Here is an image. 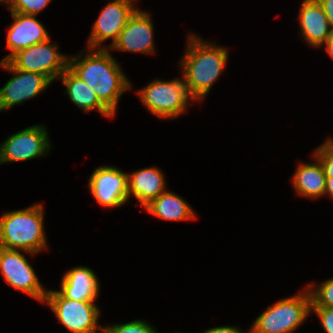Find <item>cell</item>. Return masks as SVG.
Listing matches in <instances>:
<instances>
[{
	"label": "cell",
	"mask_w": 333,
	"mask_h": 333,
	"mask_svg": "<svg viewBox=\"0 0 333 333\" xmlns=\"http://www.w3.org/2000/svg\"><path fill=\"white\" fill-rule=\"evenodd\" d=\"M69 59L68 67L92 90L100 102L115 115L118 99L131 86L107 48Z\"/></svg>",
	"instance_id": "cell-1"
},
{
	"label": "cell",
	"mask_w": 333,
	"mask_h": 333,
	"mask_svg": "<svg viewBox=\"0 0 333 333\" xmlns=\"http://www.w3.org/2000/svg\"><path fill=\"white\" fill-rule=\"evenodd\" d=\"M188 41L190 42L181 62L183 78L192 98L201 100L223 71L228 52L226 48L207 44L194 35Z\"/></svg>",
	"instance_id": "cell-2"
},
{
	"label": "cell",
	"mask_w": 333,
	"mask_h": 333,
	"mask_svg": "<svg viewBox=\"0 0 333 333\" xmlns=\"http://www.w3.org/2000/svg\"><path fill=\"white\" fill-rule=\"evenodd\" d=\"M43 206L11 211L0 217V247L22 249L31 255L46 248Z\"/></svg>",
	"instance_id": "cell-3"
},
{
	"label": "cell",
	"mask_w": 333,
	"mask_h": 333,
	"mask_svg": "<svg viewBox=\"0 0 333 333\" xmlns=\"http://www.w3.org/2000/svg\"><path fill=\"white\" fill-rule=\"evenodd\" d=\"M306 293L292 296L270 306L254 322L249 333H291L309 315L311 295Z\"/></svg>",
	"instance_id": "cell-4"
},
{
	"label": "cell",
	"mask_w": 333,
	"mask_h": 333,
	"mask_svg": "<svg viewBox=\"0 0 333 333\" xmlns=\"http://www.w3.org/2000/svg\"><path fill=\"white\" fill-rule=\"evenodd\" d=\"M141 101L154 115L163 118L177 117L185 111L192 98L182 78L172 81L154 80L139 91ZM191 97V98H190Z\"/></svg>",
	"instance_id": "cell-5"
},
{
	"label": "cell",
	"mask_w": 333,
	"mask_h": 333,
	"mask_svg": "<svg viewBox=\"0 0 333 333\" xmlns=\"http://www.w3.org/2000/svg\"><path fill=\"white\" fill-rule=\"evenodd\" d=\"M44 302L55 312L58 320L73 333H100L97 319L99 309L95 301H75L65 298L59 291H47ZM103 333V332H101Z\"/></svg>",
	"instance_id": "cell-6"
},
{
	"label": "cell",
	"mask_w": 333,
	"mask_h": 333,
	"mask_svg": "<svg viewBox=\"0 0 333 333\" xmlns=\"http://www.w3.org/2000/svg\"><path fill=\"white\" fill-rule=\"evenodd\" d=\"M50 38L14 54L8 62L16 69L40 73L51 81L59 77L69 65V59L56 51Z\"/></svg>",
	"instance_id": "cell-7"
},
{
	"label": "cell",
	"mask_w": 333,
	"mask_h": 333,
	"mask_svg": "<svg viewBox=\"0 0 333 333\" xmlns=\"http://www.w3.org/2000/svg\"><path fill=\"white\" fill-rule=\"evenodd\" d=\"M0 270L6 283L44 302L47 291L38 281L34 269L18 250L0 247Z\"/></svg>",
	"instance_id": "cell-8"
},
{
	"label": "cell",
	"mask_w": 333,
	"mask_h": 333,
	"mask_svg": "<svg viewBox=\"0 0 333 333\" xmlns=\"http://www.w3.org/2000/svg\"><path fill=\"white\" fill-rule=\"evenodd\" d=\"M45 127L31 126L17 132L0 147V163L24 161L40 157L50 148Z\"/></svg>",
	"instance_id": "cell-9"
},
{
	"label": "cell",
	"mask_w": 333,
	"mask_h": 333,
	"mask_svg": "<svg viewBox=\"0 0 333 333\" xmlns=\"http://www.w3.org/2000/svg\"><path fill=\"white\" fill-rule=\"evenodd\" d=\"M1 65L16 75L0 89V111L37 96L52 82L40 73L16 69L8 61H2Z\"/></svg>",
	"instance_id": "cell-10"
},
{
	"label": "cell",
	"mask_w": 333,
	"mask_h": 333,
	"mask_svg": "<svg viewBox=\"0 0 333 333\" xmlns=\"http://www.w3.org/2000/svg\"><path fill=\"white\" fill-rule=\"evenodd\" d=\"M127 175L115 167L101 166L92 173L89 188L105 207H118L128 200Z\"/></svg>",
	"instance_id": "cell-11"
},
{
	"label": "cell",
	"mask_w": 333,
	"mask_h": 333,
	"mask_svg": "<svg viewBox=\"0 0 333 333\" xmlns=\"http://www.w3.org/2000/svg\"><path fill=\"white\" fill-rule=\"evenodd\" d=\"M135 11L137 9L116 0L107 4L92 26L93 30L88 41L89 49L98 47L109 38L113 39V44Z\"/></svg>",
	"instance_id": "cell-12"
},
{
	"label": "cell",
	"mask_w": 333,
	"mask_h": 333,
	"mask_svg": "<svg viewBox=\"0 0 333 333\" xmlns=\"http://www.w3.org/2000/svg\"><path fill=\"white\" fill-rule=\"evenodd\" d=\"M153 24L146 12L135 11L128 19L118 39L111 44L113 49L141 53H153Z\"/></svg>",
	"instance_id": "cell-13"
},
{
	"label": "cell",
	"mask_w": 333,
	"mask_h": 333,
	"mask_svg": "<svg viewBox=\"0 0 333 333\" xmlns=\"http://www.w3.org/2000/svg\"><path fill=\"white\" fill-rule=\"evenodd\" d=\"M14 24L11 25L7 35V48L11 53L2 61H8L18 51L49 39L43 25L35 19L34 15L11 12Z\"/></svg>",
	"instance_id": "cell-14"
},
{
	"label": "cell",
	"mask_w": 333,
	"mask_h": 333,
	"mask_svg": "<svg viewBox=\"0 0 333 333\" xmlns=\"http://www.w3.org/2000/svg\"><path fill=\"white\" fill-rule=\"evenodd\" d=\"M299 19L306 42L314 47L321 46L333 35L325 11L317 0L303 1Z\"/></svg>",
	"instance_id": "cell-15"
},
{
	"label": "cell",
	"mask_w": 333,
	"mask_h": 333,
	"mask_svg": "<svg viewBox=\"0 0 333 333\" xmlns=\"http://www.w3.org/2000/svg\"><path fill=\"white\" fill-rule=\"evenodd\" d=\"M59 292L71 300L95 301L99 292L97 276L88 267H75L63 276Z\"/></svg>",
	"instance_id": "cell-16"
},
{
	"label": "cell",
	"mask_w": 333,
	"mask_h": 333,
	"mask_svg": "<svg viewBox=\"0 0 333 333\" xmlns=\"http://www.w3.org/2000/svg\"><path fill=\"white\" fill-rule=\"evenodd\" d=\"M128 198L134 195L144 207L165 192L164 176L157 168H144L127 175Z\"/></svg>",
	"instance_id": "cell-17"
},
{
	"label": "cell",
	"mask_w": 333,
	"mask_h": 333,
	"mask_svg": "<svg viewBox=\"0 0 333 333\" xmlns=\"http://www.w3.org/2000/svg\"><path fill=\"white\" fill-rule=\"evenodd\" d=\"M67 88L71 101L77 106L89 111L98 109L104 116H114L98 99L96 93L80 79L69 67L59 76Z\"/></svg>",
	"instance_id": "cell-18"
},
{
	"label": "cell",
	"mask_w": 333,
	"mask_h": 333,
	"mask_svg": "<svg viewBox=\"0 0 333 333\" xmlns=\"http://www.w3.org/2000/svg\"><path fill=\"white\" fill-rule=\"evenodd\" d=\"M293 184L296 192L304 197L324 195L326 176L319 160L314 164L301 163L293 176Z\"/></svg>",
	"instance_id": "cell-19"
},
{
	"label": "cell",
	"mask_w": 333,
	"mask_h": 333,
	"mask_svg": "<svg viewBox=\"0 0 333 333\" xmlns=\"http://www.w3.org/2000/svg\"><path fill=\"white\" fill-rule=\"evenodd\" d=\"M151 214L171 221L194 219L191 207L179 196L165 191L144 207Z\"/></svg>",
	"instance_id": "cell-20"
},
{
	"label": "cell",
	"mask_w": 333,
	"mask_h": 333,
	"mask_svg": "<svg viewBox=\"0 0 333 333\" xmlns=\"http://www.w3.org/2000/svg\"><path fill=\"white\" fill-rule=\"evenodd\" d=\"M311 291V307L333 308V279L320 284L318 289Z\"/></svg>",
	"instance_id": "cell-21"
},
{
	"label": "cell",
	"mask_w": 333,
	"mask_h": 333,
	"mask_svg": "<svg viewBox=\"0 0 333 333\" xmlns=\"http://www.w3.org/2000/svg\"><path fill=\"white\" fill-rule=\"evenodd\" d=\"M50 0H9L11 12H18L26 15H36L43 10Z\"/></svg>",
	"instance_id": "cell-22"
},
{
	"label": "cell",
	"mask_w": 333,
	"mask_h": 333,
	"mask_svg": "<svg viewBox=\"0 0 333 333\" xmlns=\"http://www.w3.org/2000/svg\"><path fill=\"white\" fill-rule=\"evenodd\" d=\"M103 333H158L148 323L135 320L125 324L101 327Z\"/></svg>",
	"instance_id": "cell-23"
},
{
	"label": "cell",
	"mask_w": 333,
	"mask_h": 333,
	"mask_svg": "<svg viewBox=\"0 0 333 333\" xmlns=\"http://www.w3.org/2000/svg\"><path fill=\"white\" fill-rule=\"evenodd\" d=\"M315 158L321 163L325 176L333 177V140H327L314 152Z\"/></svg>",
	"instance_id": "cell-24"
},
{
	"label": "cell",
	"mask_w": 333,
	"mask_h": 333,
	"mask_svg": "<svg viewBox=\"0 0 333 333\" xmlns=\"http://www.w3.org/2000/svg\"><path fill=\"white\" fill-rule=\"evenodd\" d=\"M318 315L326 333H333V308L311 307Z\"/></svg>",
	"instance_id": "cell-25"
},
{
	"label": "cell",
	"mask_w": 333,
	"mask_h": 333,
	"mask_svg": "<svg viewBox=\"0 0 333 333\" xmlns=\"http://www.w3.org/2000/svg\"><path fill=\"white\" fill-rule=\"evenodd\" d=\"M325 11L331 30L333 31V0H317Z\"/></svg>",
	"instance_id": "cell-26"
},
{
	"label": "cell",
	"mask_w": 333,
	"mask_h": 333,
	"mask_svg": "<svg viewBox=\"0 0 333 333\" xmlns=\"http://www.w3.org/2000/svg\"><path fill=\"white\" fill-rule=\"evenodd\" d=\"M204 333H242V332L236 327L223 326V327L210 328L206 330Z\"/></svg>",
	"instance_id": "cell-27"
},
{
	"label": "cell",
	"mask_w": 333,
	"mask_h": 333,
	"mask_svg": "<svg viewBox=\"0 0 333 333\" xmlns=\"http://www.w3.org/2000/svg\"><path fill=\"white\" fill-rule=\"evenodd\" d=\"M325 194L333 197V177H326V189Z\"/></svg>",
	"instance_id": "cell-28"
},
{
	"label": "cell",
	"mask_w": 333,
	"mask_h": 333,
	"mask_svg": "<svg viewBox=\"0 0 333 333\" xmlns=\"http://www.w3.org/2000/svg\"><path fill=\"white\" fill-rule=\"evenodd\" d=\"M326 44V51L328 52L329 56L333 58V35L325 42Z\"/></svg>",
	"instance_id": "cell-29"
},
{
	"label": "cell",
	"mask_w": 333,
	"mask_h": 333,
	"mask_svg": "<svg viewBox=\"0 0 333 333\" xmlns=\"http://www.w3.org/2000/svg\"><path fill=\"white\" fill-rule=\"evenodd\" d=\"M116 1H119V2H122V3H126V4L130 5L131 7H133V5H132V3H133L132 1L133 0H116Z\"/></svg>",
	"instance_id": "cell-30"
},
{
	"label": "cell",
	"mask_w": 333,
	"mask_h": 333,
	"mask_svg": "<svg viewBox=\"0 0 333 333\" xmlns=\"http://www.w3.org/2000/svg\"><path fill=\"white\" fill-rule=\"evenodd\" d=\"M0 1H2L3 3L6 2V4H7L9 0H0Z\"/></svg>",
	"instance_id": "cell-31"
}]
</instances>
